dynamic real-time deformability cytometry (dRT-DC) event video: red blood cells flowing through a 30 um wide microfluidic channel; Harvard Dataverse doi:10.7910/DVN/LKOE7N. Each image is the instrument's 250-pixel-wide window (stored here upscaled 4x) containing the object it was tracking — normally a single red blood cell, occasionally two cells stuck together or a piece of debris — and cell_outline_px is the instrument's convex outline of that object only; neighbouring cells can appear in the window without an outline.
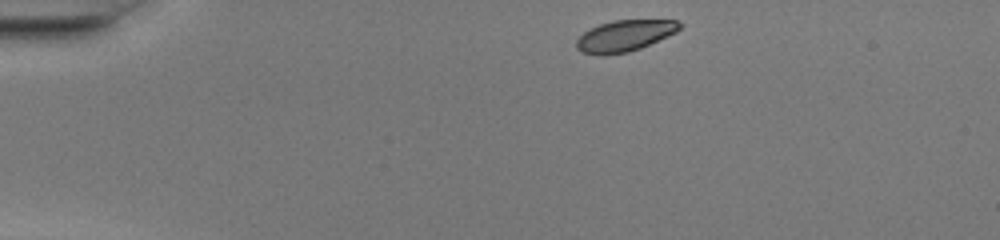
{"species": "common noctule bat (a hibernating species)", "species_latin": "Nyctalus noctula", "temperature_condition": "warm", "stored_images_in_passage": 41, "camera_frame_rate_fps": 3000, "um_per_image_px": 0.085, "animal": {"sex": "female", "body_mass_g": 20.0, "forearm_length_mm": 54.0}, "frame": {"image": 1, "passage_image": 1, "time_ms": 0.0, "image_size_px": [1000, 240], "cell_outline_px": [[684, 24], [676, 32], [668, 36], [640, 48], [628, 52], [604, 56], [600, 56], [580, 52], [576, 48], [576, 40], [584, 32], [600, 24], [612, 20], [676, 20]], "centroid_in_image_um": [53.08, 3.05], "position_along_channel_um": 31.9, "area_um2": 18.9}}
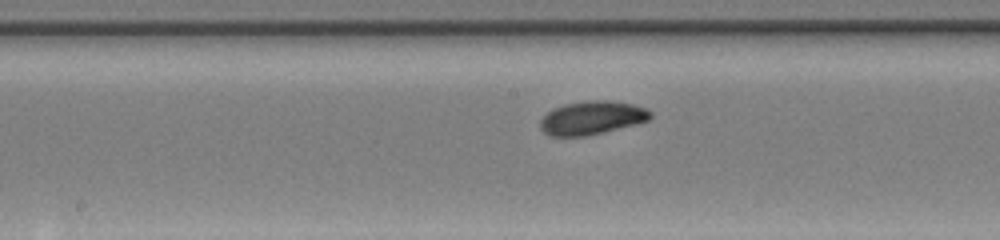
{"frame": {"image": 2, "passage_image": 18, "time_ms": 5.667, "image_size_px": [1000, 240], "cell_outline_px": [[652, 116], [648, 120], [636, 124], [588, 136], [548, 136], [540, 128], [540, 120], [552, 108], [564, 104], [588, 100], [608, 100], [632, 104], [648, 108], [652, 112]], "centroid_in_image_um": [50.31, 10.01], "position_along_channel_um": 197.9, "area_um2": 21.68}}
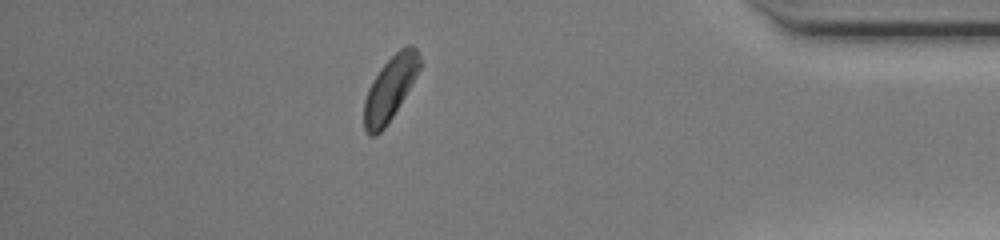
{"frame": {"image": 3, "passage_image": 35, "time_ms": 11.333, "image_size_px": [1000, 240], "cell_outline_px": [[420, 68], [388, 124], [376, 136], [368, 136], [364, 128], [364, 100], [368, 88], [372, 80], [380, 68], [400, 48], [408, 44], [412, 44], [416, 48], [420, 56]], "centroid_in_image_um": [33.13, 7.53], "position_along_channel_um": 402.1, "area_um2": 20.58}, "authors_computed_cell_mechanics": {"area_um2": 20.5768, "velocity_mm_per_s": 4.1851, "shape_relaxation_time_tau1_ms": 1.2494, "shape_relaxation_time_tau2_ms": null, "deformation_change_tau1": 0.0741, "deformation_change_tau2": null}}